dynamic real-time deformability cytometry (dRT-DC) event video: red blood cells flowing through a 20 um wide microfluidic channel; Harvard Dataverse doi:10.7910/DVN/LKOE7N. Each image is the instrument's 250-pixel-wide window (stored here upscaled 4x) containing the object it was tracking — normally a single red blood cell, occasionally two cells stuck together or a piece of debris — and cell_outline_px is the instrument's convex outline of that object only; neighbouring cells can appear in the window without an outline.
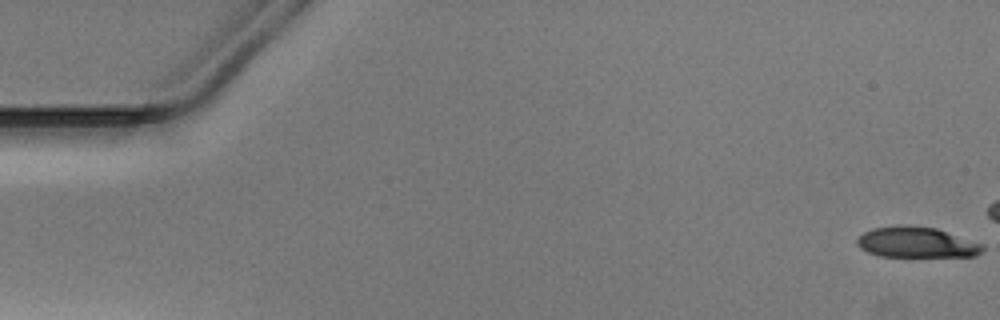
{"species": "Egyptian fruit bat (a non-hibernating species)", "species_latin": "Rousettus aegyptiacus", "temperature_condition": "warm", "stored_images_in_passage": 45, "camera_frame_rate_fps": 3000, "um_per_image_px": 0.085, "animal": {"sex": "male"}, "frame": {"image": 1, "passage_image": 1, "time_ms": 0.0, "image_size_px": [1000, 320], "cell_outline_px": [[984, 248], [976, 256], [880, 256], [868, 252], [860, 248], [856, 244], [856, 240], [864, 232], [872, 228], [896, 224], [908, 224], [936, 228], [984, 244]], "centroid_in_image_um": [77.88, 20.58], "position_along_channel_um": 7.1, "area_um2": 22.6}}
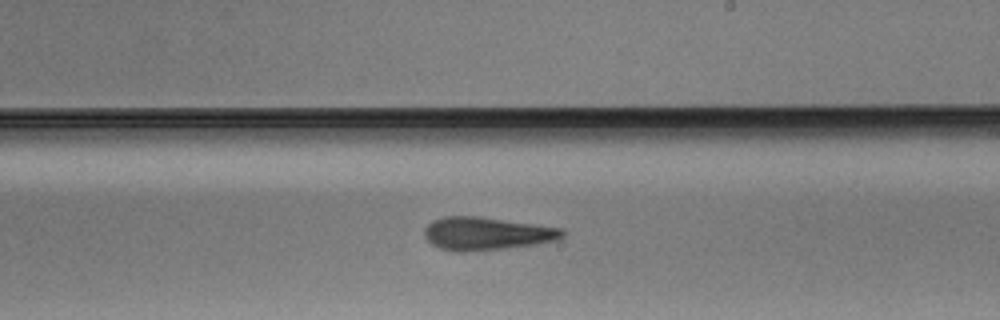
{"frame": {"image": 2, "passage_image": 30, "time_ms": 9.667, "image_size_px": [1000, 320], "cell_outline_px": [[564, 236], [556, 240], [536, 244], [500, 248], [440, 248], [432, 244], [424, 236], [424, 228], [432, 220], [444, 216], [480, 216], [564, 228]], "centroid_in_image_um": [41.41, 19.78], "position_along_channel_um": 247.6, "area_um2": 25.55}}
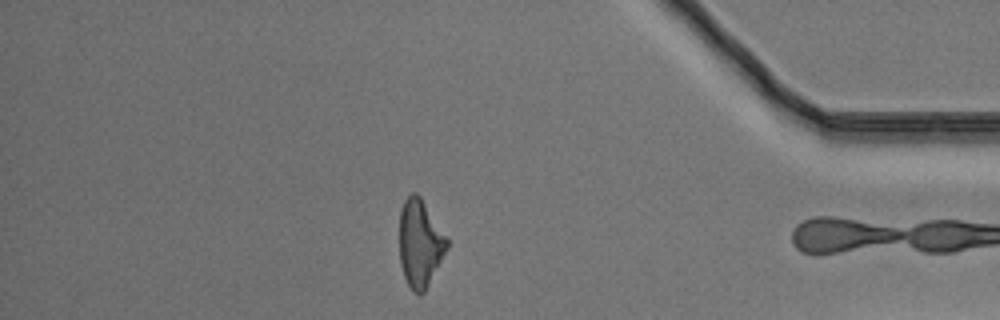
{"frame": {"image": 3, "passage_image": 44, "time_ms": 14.333, "image_size_px": [1000, 320], "cell_outline_px": [[448, 248], [424, 292], [420, 296], [412, 292], [404, 276], [400, 264], [400, 208], [404, 200], [412, 192], [416, 192], [420, 196], [448, 240]], "centroid_in_image_um": [35.68, 20.7], "position_along_channel_um": 399.5, "area_um2": 24.04}}